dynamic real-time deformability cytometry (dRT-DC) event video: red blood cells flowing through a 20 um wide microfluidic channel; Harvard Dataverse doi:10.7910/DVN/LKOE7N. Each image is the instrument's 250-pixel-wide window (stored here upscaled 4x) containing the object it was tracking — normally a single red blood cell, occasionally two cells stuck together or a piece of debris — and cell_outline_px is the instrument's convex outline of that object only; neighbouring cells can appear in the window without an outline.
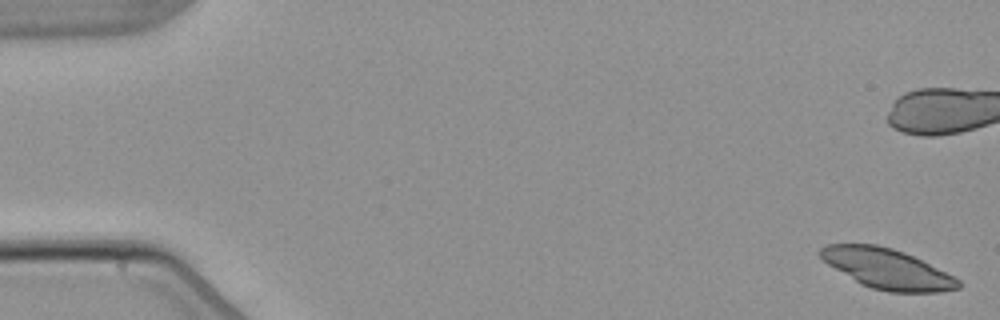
{"species": "common noctule bat (a hibernating species)", "species_latin": "Nyctalus noctula", "temperature_condition": "warm", "stored_images_in_passage": 4, "camera_frame_rate_fps": 3000, "um_per_image_px": 0.085, "animal": {"sex": "male", "body_mass_g": 21.5, "forearm_length_mm": 52.0}, "frame": {"image": 1, "passage_image": 1, "time_ms": 0.0, "image_size_px": [1000, 320], "cell_outline_px": [[960, 288], [940, 292], [888, 292], [872, 288], [860, 284], [828, 264], [820, 256], [820, 248], [828, 244], [876, 244], [892, 248], [904, 252], [960, 280]], "centroid_in_image_um": [75.38, 22.85], "position_along_channel_um": 9.6, "area_um2": 31.73}}